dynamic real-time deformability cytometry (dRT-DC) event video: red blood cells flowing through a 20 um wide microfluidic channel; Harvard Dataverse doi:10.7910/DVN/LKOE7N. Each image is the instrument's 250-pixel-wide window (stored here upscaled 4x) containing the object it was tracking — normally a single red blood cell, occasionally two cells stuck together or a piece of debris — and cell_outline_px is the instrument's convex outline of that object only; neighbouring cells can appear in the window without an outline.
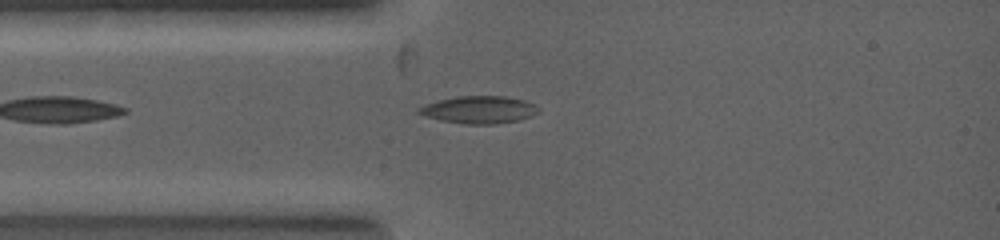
{"species": "common noctule bat (a hibernating species)", "species_latin": "Nyctalus noctula", "temperature_condition": "warm", "stored_images_in_passage": 9, "camera_frame_rate_fps": 5000, "um_per_image_px": 0.085, "animal": {"sex": "female", "body_mass_g": 19.0, "forearm_length_mm": 53.3}, "frame": {"image": 1, "passage_image": 3, "time_ms": 0.8, "image_size_px": [1000, 240], "cell_outline_px": [[540, 112], [532, 116], [520, 120], [496, 124], [464, 124], [440, 120], [424, 116], [416, 112], [420, 108], [428, 104], [440, 100], [456, 96], [504, 96], [524, 100], [540, 108]], "centroid_in_image_um": [40.76, 9.34], "position_along_channel_um": 44.2, "area_um2": 19.07}}